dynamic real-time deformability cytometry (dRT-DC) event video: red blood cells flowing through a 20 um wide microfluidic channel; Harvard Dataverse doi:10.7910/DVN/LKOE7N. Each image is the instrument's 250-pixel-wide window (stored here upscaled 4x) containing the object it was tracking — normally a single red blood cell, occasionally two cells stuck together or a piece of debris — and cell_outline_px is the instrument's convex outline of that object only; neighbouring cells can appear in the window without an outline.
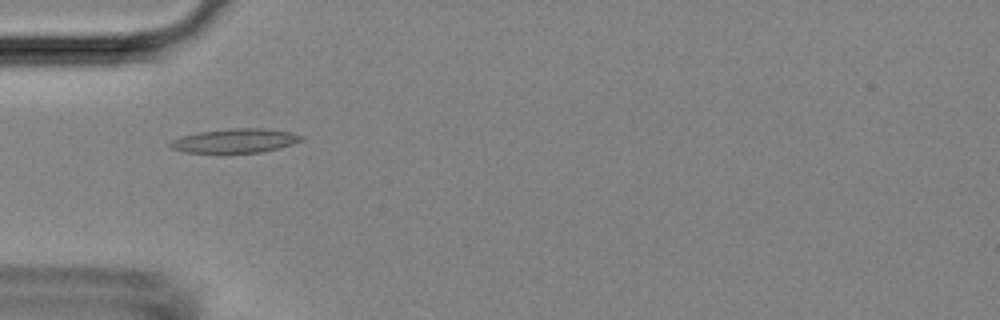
{"species": "Egyptian fruit bat (a non-hibernating species)", "species_latin": "Rousettus aegyptiacus", "temperature_condition": "room temperature", "stored_images_in_passage": 5, "camera_frame_rate_fps": 3000, "um_per_image_px": 0.085, "animal": {"sex": "female"}, "frame": {"image": 1, "passage_image": 2, "time_ms": 1.333, "image_size_px": [1000, 320], "cell_outline_px": [[304, 140], [280, 148], [260, 152], [184, 152], [172, 148], [168, 144], [172, 140], [180, 136], [196, 132], [228, 128], [260, 128], [292, 132], [304, 136]], "centroid_in_image_um": [20.0, 11.94], "position_along_channel_um": 65.0, "area_um2": 18.44}}
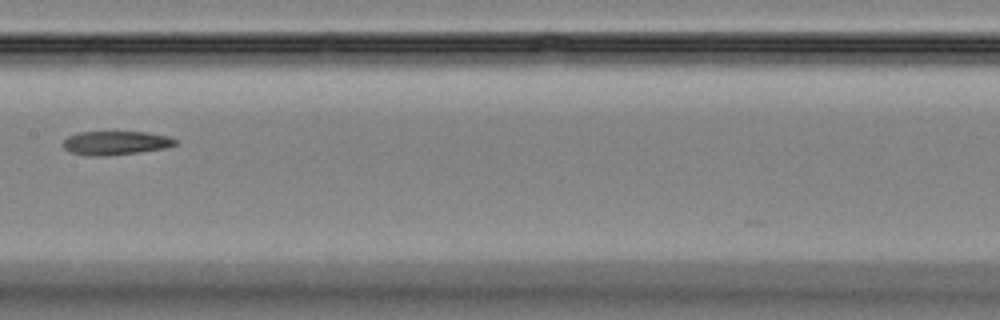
{"frame": {"image": 2, "passage_image": 5, "time_ms": 4.667, "image_size_px": [1000, 320], "cell_outline_px": [[176, 144], [164, 148], [140, 152], [108, 156], [88, 156], [68, 152], [64, 148], [64, 140], [68, 136], [80, 132], [148, 132], [168, 136], [176, 140]], "centroid_in_image_um": [9.8, 12.16], "position_along_channel_um": 197.6, "area_um2": 15.61}}